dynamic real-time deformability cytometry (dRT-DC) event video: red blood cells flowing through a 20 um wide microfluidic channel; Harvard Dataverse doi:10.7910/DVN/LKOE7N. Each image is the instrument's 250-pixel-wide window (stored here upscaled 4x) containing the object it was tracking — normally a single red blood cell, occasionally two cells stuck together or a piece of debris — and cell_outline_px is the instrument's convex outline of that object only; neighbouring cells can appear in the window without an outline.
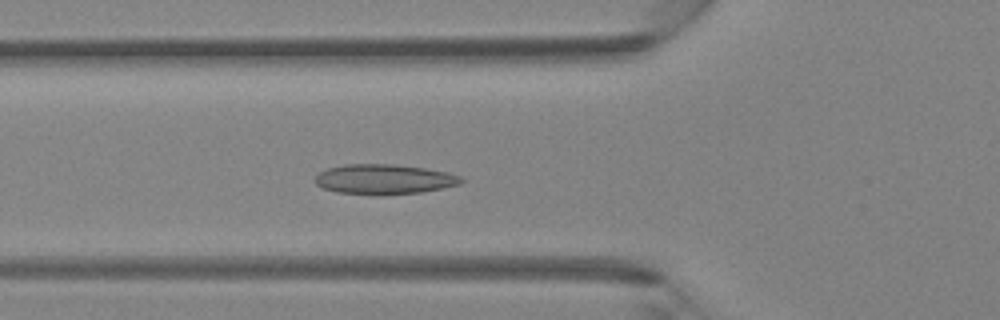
{"species": "Egyptian fruit bat (a non-hibernating species)", "species_latin": "Rousettus aegyptiacus", "temperature_condition": "room temperature", "stored_images_in_passage": 42, "camera_frame_rate_fps": 3000, "um_per_image_px": 0.085, "animal": {"sex": "female"}, "frame": {"image": 1, "passage_image": 13, "time_ms": 4.0, "image_size_px": [1000, 320], "cell_outline_px": [[464, 180], [460, 184], [420, 192], [336, 192], [324, 188], [316, 184], [312, 180], [320, 172], [328, 168], [344, 164], [396, 164], [424, 168], [444, 172], [460, 176]], "centroid_in_image_um": [32.62, 15.18], "position_along_channel_um": 93.2, "area_um2": 24.39}}
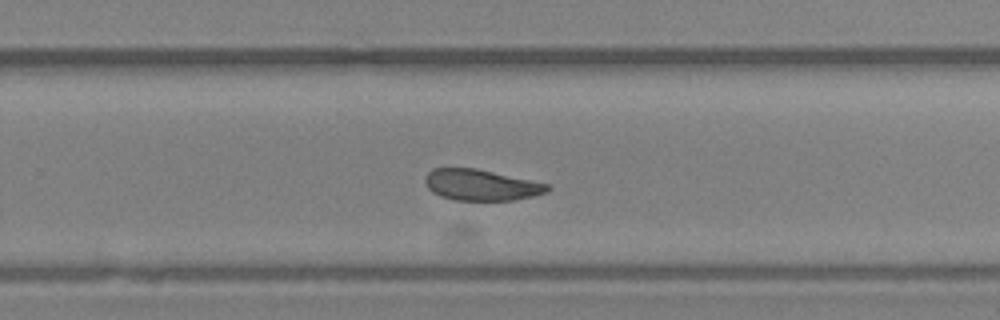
{"frame": {"image": 2, "passage_image": 26, "time_ms": 8.333, "image_size_px": [1000, 320], "cell_outline_px": [[552, 188], [548, 192], [532, 196], [512, 200], [456, 200], [440, 196], [432, 192], [428, 188], [424, 180], [424, 176], [432, 168], [476, 168], [548, 184]], "centroid_in_image_um": [40.86, 15.72], "position_along_channel_um": 288.9, "area_um2": 22.08}}
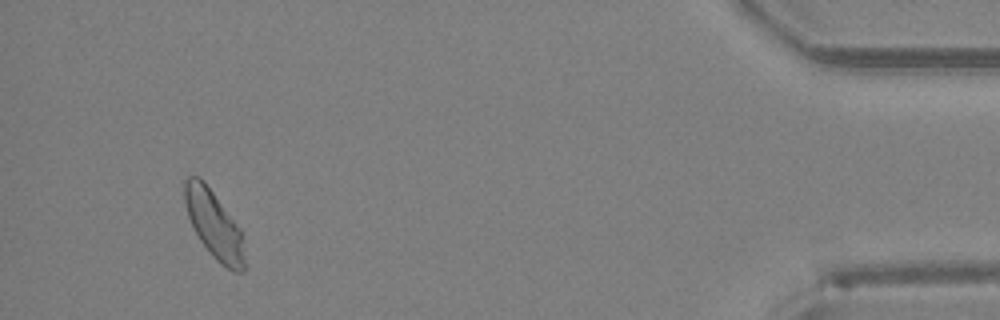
{"frame": {"image": 3, "passage_image": 39, "time_ms": 12.667, "image_size_px": [1000, 320], "cell_outline_px": [[244, 272], [232, 272], [216, 260], [212, 256], [200, 240], [188, 216], [184, 200], [184, 180], [188, 176], [200, 176], [204, 180], [240, 228], [244, 260]], "centroid_in_image_um": [18.17, 19.06], "position_along_channel_um": 417.0, "area_um2": 23.41}}